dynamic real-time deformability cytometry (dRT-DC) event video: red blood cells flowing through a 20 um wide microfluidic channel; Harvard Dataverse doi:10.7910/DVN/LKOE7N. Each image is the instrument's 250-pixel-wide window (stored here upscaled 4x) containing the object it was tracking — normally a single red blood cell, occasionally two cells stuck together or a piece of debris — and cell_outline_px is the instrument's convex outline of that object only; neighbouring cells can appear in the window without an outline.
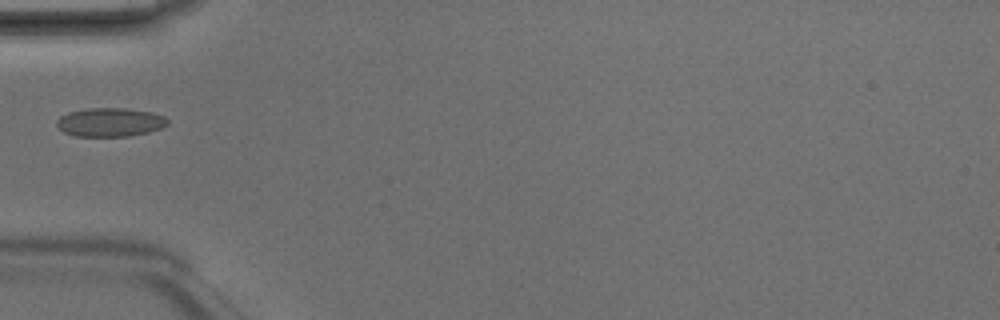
{"species": "Egyptian fruit bat (a non-hibernating species)", "species_latin": "Rousettus aegyptiacus", "temperature_condition": "room temperature", "stored_images_in_passage": 6, "camera_frame_rate_fps": 3000, "um_per_image_px": 0.085, "animal": {"sex": "male"}, "frame": {"image": 1, "passage_image": 5, "time_ms": 1.333, "image_size_px": [1000, 320], "cell_outline_px": [[168, 124], [160, 128], [148, 132], [128, 136], [76, 136], [64, 132], [56, 124], [56, 120], [60, 116], [68, 112], [88, 108], [124, 108], [152, 112], [164, 116], [168, 120]], "centroid_in_image_um": [9.35, 10.38], "position_along_channel_um": 75.7, "area_um2": 18.5}}